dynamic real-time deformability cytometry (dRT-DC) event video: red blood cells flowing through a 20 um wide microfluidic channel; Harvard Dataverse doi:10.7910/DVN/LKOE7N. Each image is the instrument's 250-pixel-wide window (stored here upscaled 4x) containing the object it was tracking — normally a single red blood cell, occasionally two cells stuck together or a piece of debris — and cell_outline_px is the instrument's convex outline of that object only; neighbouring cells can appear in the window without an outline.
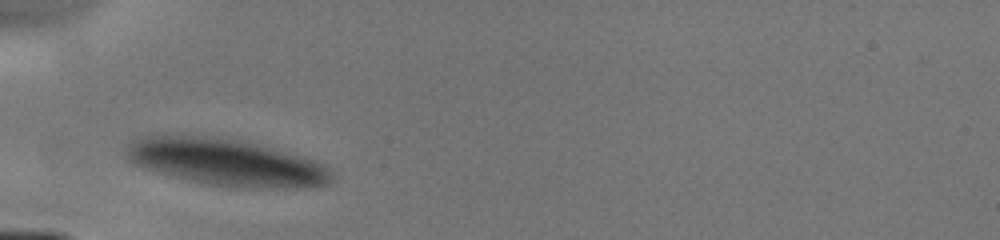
{"species": "human", "species_latin": "Homo sapiens", "temperature_condition": "cold", "stored_images_in_passage": 2, "camera_frame_rate_fps": 3000, "um_per_image_px": 0.085, "donor": {"sex": "male"}, "frame": {"image": 1, "passage_image": 1, "time_ms": 0.0, "image_size_px": [1000, 240], "cell_outline_px": [[332, 180], [328, 184], [304, 188], [240, 188], [212, 184], [188, 180], [144, 168], [128, 160], [124, 156], [124, 152], [128, 144], [144, 136], [156, 132], [164, 132], [208, 136], [256, 144], [316, 160], [324, 164], [332, 172]], "centroid_in_image_um": [19.17, 13.77], "position_along_channel_um": 65.8, "area_um2": 56.64}}